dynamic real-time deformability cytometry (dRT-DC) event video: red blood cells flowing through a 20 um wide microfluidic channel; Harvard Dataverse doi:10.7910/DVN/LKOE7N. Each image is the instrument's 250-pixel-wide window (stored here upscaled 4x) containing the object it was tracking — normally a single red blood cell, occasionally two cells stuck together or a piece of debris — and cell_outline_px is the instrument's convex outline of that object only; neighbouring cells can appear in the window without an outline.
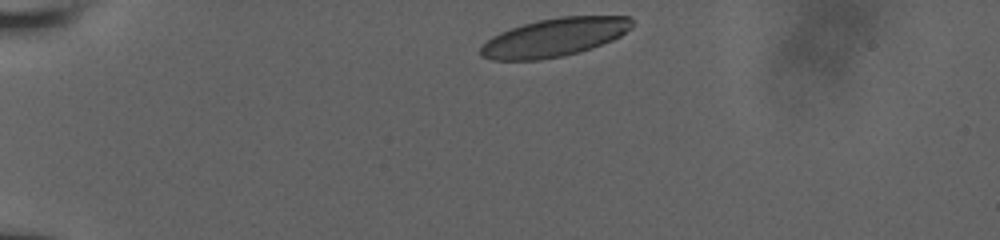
{"species": "human", "species_latin": "Homo sapiens", "temperature_condition": "room temperature", "stored_images_in_passage": 31, "camera_frame_rate_fps": 3000, "um_per_image_px": 0.085, "donor": {"sex": "male"}, "frame": {"image": 1, "passage_image": 1, "time_ms": 0.0, "image_size_px": [1000, 240], "cell_outline_px": [[632, 28], [620, 36], [612, 40], [592, 48], [580, 52], [540, 60], [492, 60], [480, 56], [480, 48], [492, 36], [500, 32], [536, 20], [560, 16], [628, 16], [632, 20]], "centroid_in_image_um": [47.13, 3.18], "position_along_channel_um": 37.9, "area_um2": 33.81}}
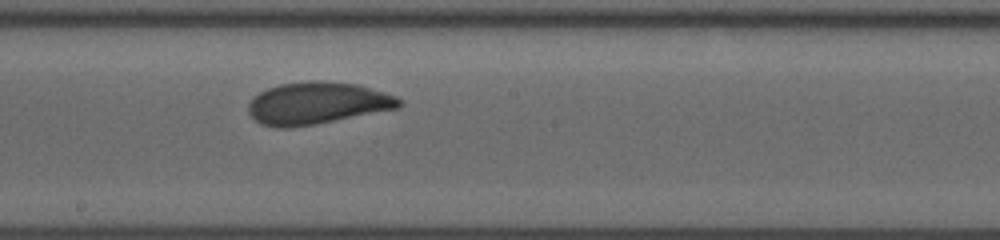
{"frame": {"image": 2, "passage_image": 18, "time_ms": 6.333, "image_size_px": [1000, 240], "cell_outline_px": [[404, 104], [400, 108], [316, 124], [288, 128], [276, 128], [260, 124], [248, 112], [248, 104], [252, 96], [268, 88], [280, 84], [316, 80], [320, 80], [356, 84], [384, 92], [396, 96], [404, 100]], "centroid_in_image_um": [26.98, 8.78], "position_along_channel_um": 221.2, "area_um2": 37.28}}
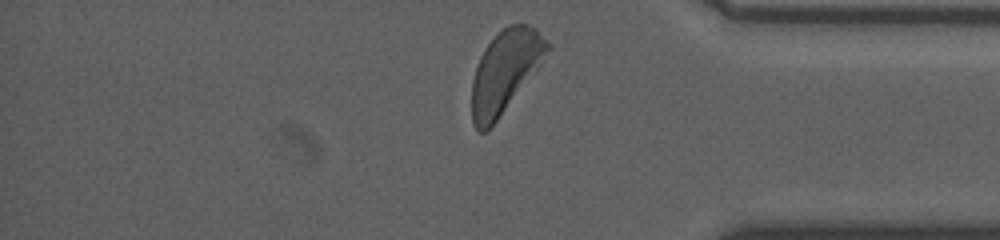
{"frame": {"image": 3, "passage_image": 31, "time_ms": 11.0, "image_size_px": [1000, 240], "cell_outline_px": [[552, 48], [540, 64], [496, 120], [484, 132], [480, 132], [472, 124], [472, 80], [480, 56], [496, 32], [508, 24], [528, 24], [536, 28], [552, 44]], "centroid_in_image_um": [42.94, 6.0], "position_along_channel_um": 392.3, "area_um2": 35.66}}